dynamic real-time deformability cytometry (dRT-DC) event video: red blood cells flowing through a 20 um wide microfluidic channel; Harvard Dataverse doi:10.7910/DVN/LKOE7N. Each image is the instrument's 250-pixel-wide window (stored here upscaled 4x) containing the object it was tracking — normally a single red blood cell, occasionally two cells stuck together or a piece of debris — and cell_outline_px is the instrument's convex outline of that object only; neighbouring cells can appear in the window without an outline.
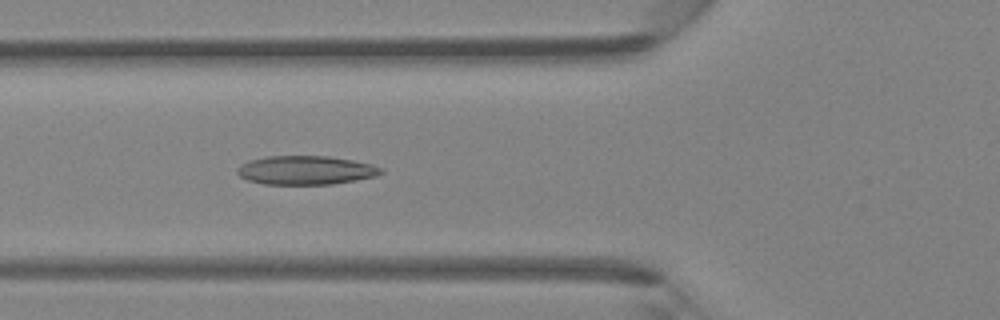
{"species": "Egyptian fruit bat (a non-hibernating species)", "species_latin": "Rousettus aegyptiacus", "temperature_condition": "room temperature", "stored_images_in_passage": 45, "camera_frame_rate_fps": 3000, "um_per_image_px": 0.085, "animal": {"sex": "female"}, "frame": {"image": 1, "passage_image": 16, "time_ms": 5.0, "image_size_px": [1000, 320], "cell_outline_px": [[384, 172], [376, 176], [356, 180], [332, 184], [264, 184], [248, 180], [240, 176], [236, 172], [236, 168], [240, 164], [248, 160], [264, 156], [328, 156], [352, 160], [372, 164], [384, 168]], "centroid_in_image_um": [25.98, 14.46], "position_along_channel_um": 99.8, "area_um2": 24.33}}
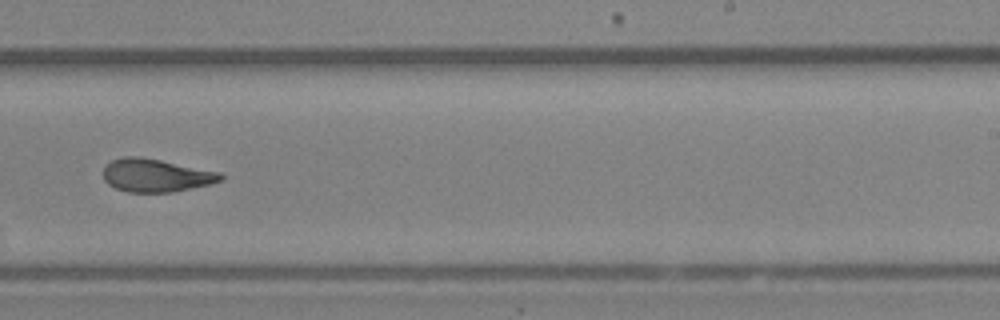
{"frame": {"image": 2, "passage_image": 28, "time_ms": 9.0, "image_size_px": [1000, 320], "cell_outline_px": [[224, 180], [208, 184], [172, 192], [128, 192], [116, 188], [108, 184], [104, 180], [104, 164], [112, 160], [124, 156], [140, 156], [220, 172], [224, 176]], "centroid_in_image_um": [13.23, 14.9], "position_along_channel_um": 275.8, "area_um2": 22.54}}
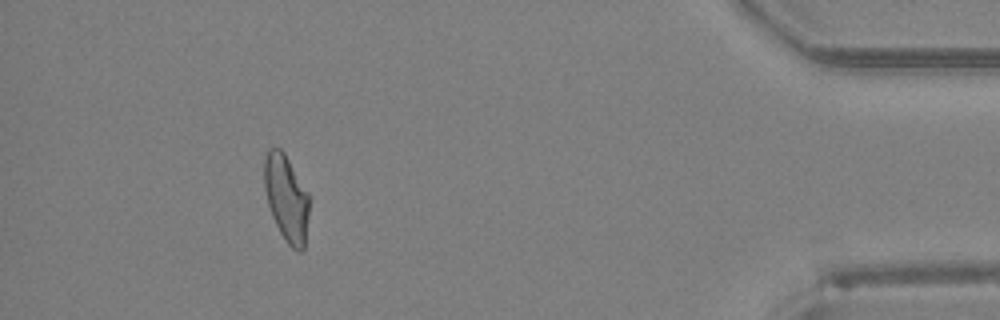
{"frame": {"image": 3, "passage_image": 41, "time_ms": 13.333, "image_size_px": [1000, 320], "cell_outline_px": [[308, 216], [304, 248], [300, 252], [296, 252], [284, 240], [272, 216], [268, 204], [264, 188], [264, 156], [268, 148], [280, 148], [284, 152], [308, 192]], "centroid_in_image_um": [24.33, 16.83], "position_along_channel_um": 410.9, "area_um2": 22.66}}